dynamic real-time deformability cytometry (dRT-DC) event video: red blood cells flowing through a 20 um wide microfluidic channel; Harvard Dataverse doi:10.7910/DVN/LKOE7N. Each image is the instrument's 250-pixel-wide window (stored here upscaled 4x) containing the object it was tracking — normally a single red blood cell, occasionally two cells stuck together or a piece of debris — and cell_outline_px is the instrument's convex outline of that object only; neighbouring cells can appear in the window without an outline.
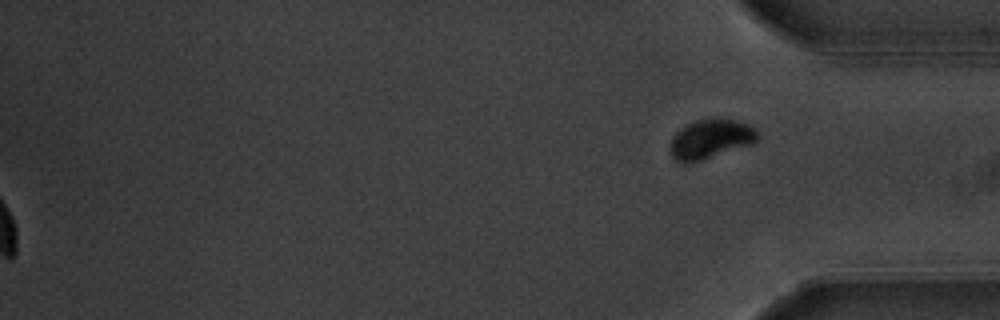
{"species": "common noctule bat (a hibernating species)", "species_latin": "Nyctalus noctula", "temperature_condition": "warm", "stored_images_in_passage": 56, "segment_of_instrument_passage": [2, 2], "camera_frame_rate_fps": 3000, "um_per_image_px": 0.085, "animal": {"sex": "male", "body_mass_g": 20.1, "forearm_length_mm": 53.5}, "frame": {"image": 1, "passage_image": 56, "time_ms": 18.333, "image_size_px": [1000, 320], "cell_outline_px": [[760, 136], [752, 144], [692, 164], [684, 164], [676, 160], [672, 156], [672, 140], [676, 132], [680, 128], [696, 120], [736, 120], [748, 124]], "centroid_in_image_um": [60.4, 11.86], "position_along_channel_um": 374.8, "area_um2": 19.71}}